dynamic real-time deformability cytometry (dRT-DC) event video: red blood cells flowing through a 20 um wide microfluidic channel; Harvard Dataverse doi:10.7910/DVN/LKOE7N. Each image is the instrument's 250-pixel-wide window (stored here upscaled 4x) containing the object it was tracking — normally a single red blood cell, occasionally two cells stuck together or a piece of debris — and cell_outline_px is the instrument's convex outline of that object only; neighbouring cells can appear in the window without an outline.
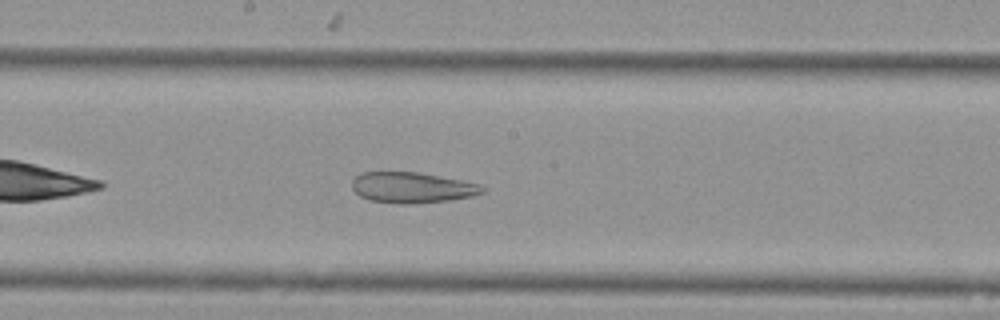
{"species": "Egyptian fruit bat (a non-hibernating species)", "species_latin": "Rousettus aegyptiacus", "temperature_condition": "cold", "stored_images_in_passage": 41, "segment_of_instrument_passage": [1, 2], "camera_frame_rate_fps": 3000, "um_per_image_px": 0.085, "animal": {"sex": "female"}, "frame": {"image": 1, "passage_image": 15, "time_ms": 4.667, "image_size_px": [1000, 320], "cell_outline_px": [[484, 192], [472, 196], [448, 200], [408, 204], [400, 204], [368, 200], [360, 196], [352, 188], [352, 180], [360, 172], [416, 172], [460, 180], [480, 184], [484, 188]], "centroid_in_image_um": [34.98, 15.94], "position_along_channel_um": 213.2, "area_um2": 23.18}}
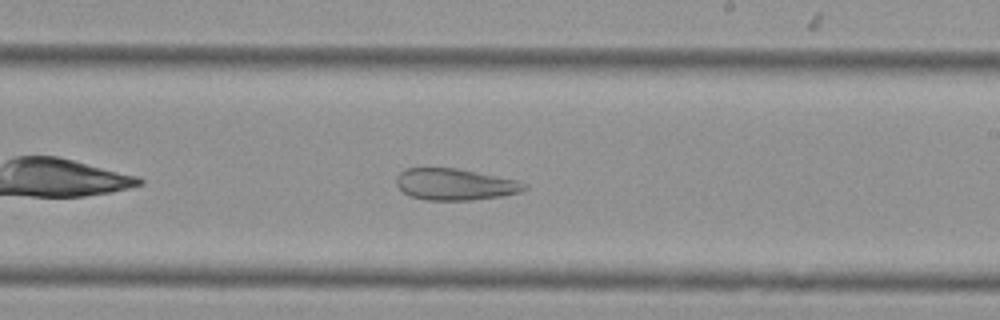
{"frame": {"image": 2, "passage_image": 18, "time_ms": 5.667, "image_size_px": [1000, 320], "cell_outline_px": [[528, 188], [520, 192], [504, 196], [472, 200], [424, 200], [412, 196], [404, 192], [396, 184], [396, 176], [404, 168], [456, 168], [516, 180], [528, 184]], "centroid_in_image_um": [38.68, 15.67], "position_along_channel_um": 250.3, "area_um2": 23.52}}
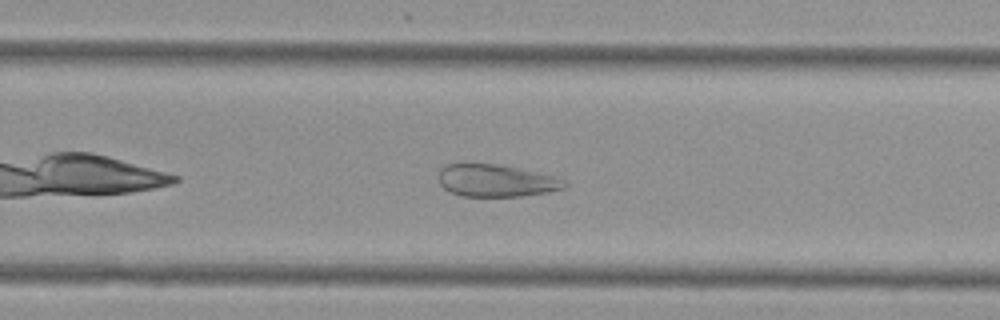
{"frame": {"image": 3, "passage_image": 21, "time_ms": 6.667, "image_size_px": [1000, 320], "cell_outline_px": [[568, 184], [564, 188], [548, 192], [520, 196], [464, 196], [452, 192], [444, 188], [440, 184], [436, 176], [440, 168], [448, 164], [460, 160], [496, 164], [552, 176], [564, 180]], "centroid_in_image_um": [42.04, 15.31], "position_along_channel_um": 287.8, "area_um2": 24.04}}